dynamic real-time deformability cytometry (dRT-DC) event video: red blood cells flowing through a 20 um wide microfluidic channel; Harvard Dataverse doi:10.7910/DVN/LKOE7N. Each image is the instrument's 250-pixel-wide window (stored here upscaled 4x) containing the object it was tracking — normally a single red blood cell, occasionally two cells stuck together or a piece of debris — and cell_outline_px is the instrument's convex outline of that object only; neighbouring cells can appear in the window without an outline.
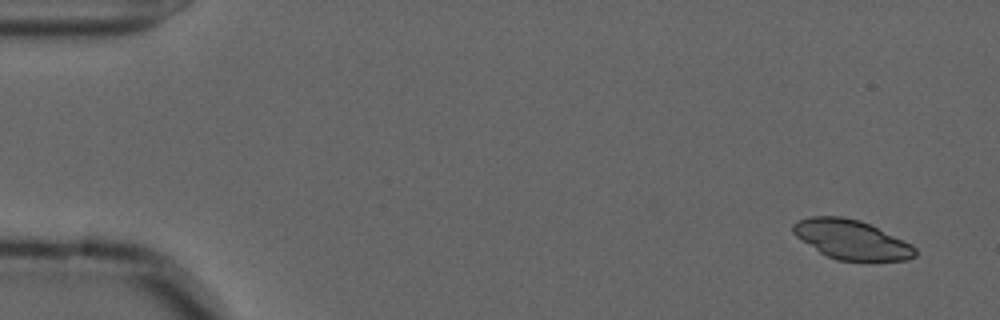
{"species": "common noctule bat (a hibernating species)", "species_latin": "Nyctalus noctula", "temperature_condition": "cold", "stored_images_in_passage": 53, "segment_of_instrument_passage": [1, 2], "camera_frame_rate_fps": 3000, "um_per_image_px": 0.085, "animal": {"sex": "male", "forearm_length_mm": 52.5}, "frame": {"image": 1, "passage_image": 1, "time_ms": 0.0, "image_size_px": [1000, 320], "cell_outline_px": [[916, 256], [908, 260], [836, 260], [820, 252], [796, 236], [792, 232], [792, 224], [800, 220], [812, 216], [840, 216], [860, 220], [912, 244], [916, 248]], "centroid_in_image_um": [72.38, 20.36], "position_along_channel_um": 12.6, "area_um2": 27.63}}